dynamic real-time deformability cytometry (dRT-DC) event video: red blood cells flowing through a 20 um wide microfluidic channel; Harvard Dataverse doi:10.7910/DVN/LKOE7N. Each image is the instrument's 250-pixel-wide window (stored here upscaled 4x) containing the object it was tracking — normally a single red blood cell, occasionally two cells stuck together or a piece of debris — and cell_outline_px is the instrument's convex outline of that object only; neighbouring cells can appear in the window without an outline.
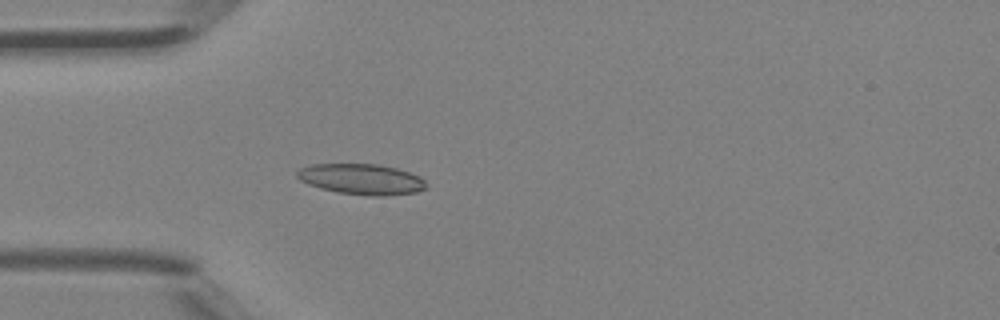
{"species": "Egyptian fruit bat (a non-hibernating species)", "species_latin": "Rousettus aegyptiacus", "temperature_condition": "room temperature", "stored_images_in_passage": 3, "camera_frame_rate_fps": 3000, "um_per_image_px": 0.085, "animal": {"sex": "female"}, "frame": {"image": 1, "passage_image": 3, "time_ms": 0.667, "image_size_px": [1000, 320], "cell_outline_px": [[428, 188], [416, 192], [384, 196], [372, 196], [336, 192], [320, 188], [308, 184], [300, 180], [296, 176], [296, 172], [300, 168], [312, 164], [376, 164], [396, 168], [420, 176], [428, 184]], "centroid_in_image_um": [30.74, 15.23], "position_along_channel_um": 54.3, "area_um2": 23.18}}